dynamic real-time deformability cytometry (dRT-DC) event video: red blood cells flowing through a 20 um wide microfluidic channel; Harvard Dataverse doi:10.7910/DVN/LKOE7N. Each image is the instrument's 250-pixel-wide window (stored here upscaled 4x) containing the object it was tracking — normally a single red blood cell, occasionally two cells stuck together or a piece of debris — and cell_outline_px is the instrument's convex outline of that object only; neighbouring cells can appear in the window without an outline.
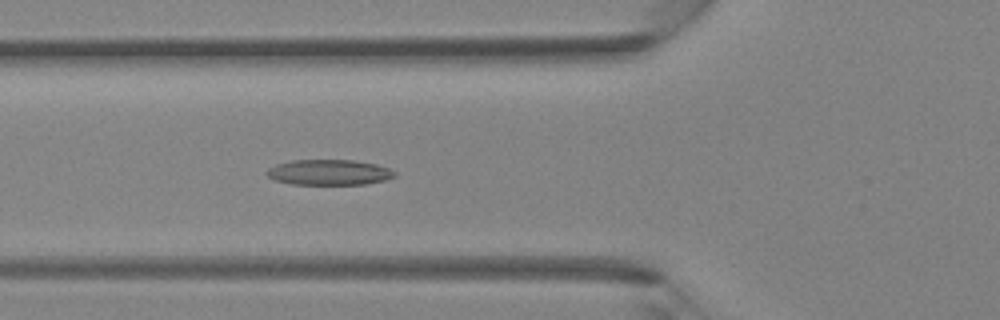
{"species": "Egyptian fruit bat (a non-hibernating species)", "species_latin": "Rousettus aegyptiacus", "temperature_condition": "room temperature", "stored_images_in_passage": 42, "camera_frame_rate_fps": 3000, "um_per_image_px": 0.085, "animal": {"sex": "female"}, "frame": {"image": 1, "passage_image": 15, "time_ms": 4.667, "image_size_px": [1000, 320], "cell_outline_px": [[396, 176], [388, 180], [364, 184], [292, 184], [272, 180], [264, 172], [268, 168], [276, 164], [292, 160], [352, 160], [376, 164], [388, 168], [396, 172]], "centroid_in_image_um": [27.95, 14.65], "position_along_channel_um": 97.8, "area_um2": 19.13}}
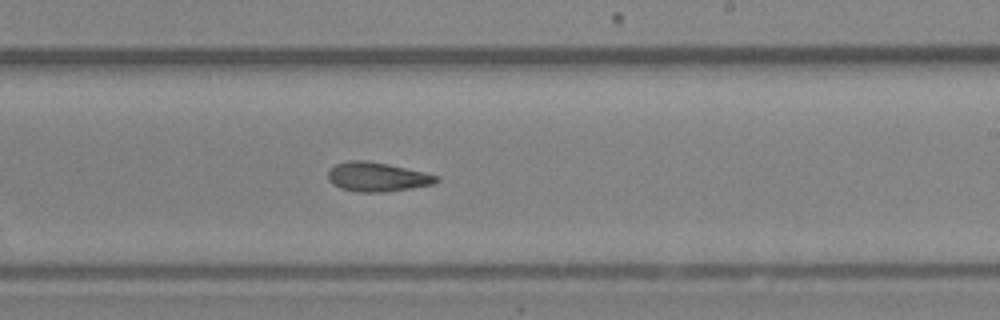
{"frame": {"image": 2, "passage_image": 25, "time_ms": 8.0, "image_size_px": [1000, 320], "cell_outline_px": [[440, 180], [436, 184], [412, 188], [384, 192], [360, 192], [340, 188], [332, 184], [328, 180], [328, 172], [336, 164], [348, 160], [364, 160], [388, 164], [424, 172], [440, 176]], "centroid_in_image_um": [32.09, 15.04], "position_along_channel_um": 256.9, "area_um2": 18.55}}
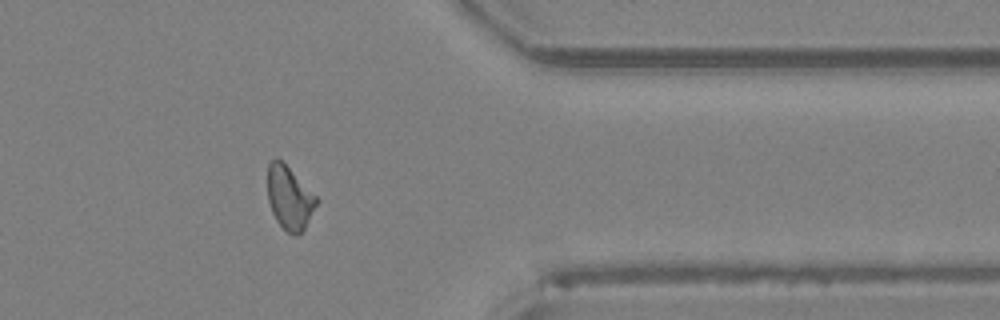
{"frame": {"image": 3, "passage_image": 34, "time_ms": 11.0, "image_size_px": [1000, 320], "cell_outline_px": [[320, 200], [304, 228], [296, 236], [288, 232], [276, 220], [272, 212], [268, 200], [268, 164], [276, 156]], "centroid_in_image_um": [24.6, 16.82], "position_along_channel_um": 386.8, "area_um2": 17.63}}